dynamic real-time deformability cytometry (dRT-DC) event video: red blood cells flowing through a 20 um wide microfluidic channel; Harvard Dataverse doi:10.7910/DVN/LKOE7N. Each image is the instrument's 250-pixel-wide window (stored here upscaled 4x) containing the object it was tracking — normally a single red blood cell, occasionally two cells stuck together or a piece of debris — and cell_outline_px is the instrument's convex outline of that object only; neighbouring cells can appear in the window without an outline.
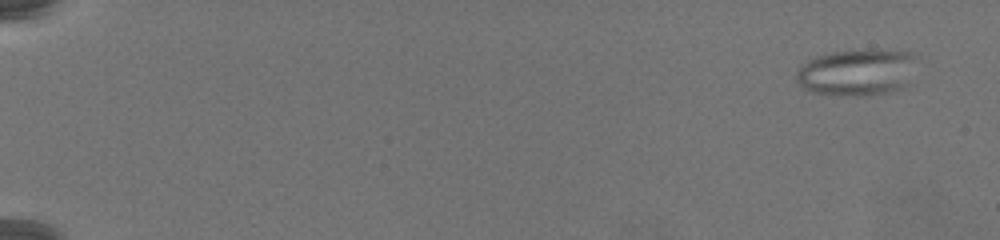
{"species": "common noctule bat (a hibernating species)", "species_latin": "Nyctalus noctula", "temperature_condition": "warm", "stored_images_in_passage": 80, "camera_frame_rate_fps": 3000, "um_per_image_px": 0.085, "animal": {"sex": "female", "body_mass_g": 19.5, "forearm_length_mm": 54.1}, "frame": {"image": 1, "passage_image": 5, "time_ms": 1.333, "image_size_px": [1000, 240], "cell_outline_px": [[916, 56], [904, 88], [864, 96], [856, 96], [812, 92], [804, 88], [796, 80], [796, 72], [808, 60], [816, 56], [832, 52], [912, 52]], "centroid_in_image_um": [72.78, 6.18], "position_along_channel_um": 12.2, "area_um2": 31.39}}
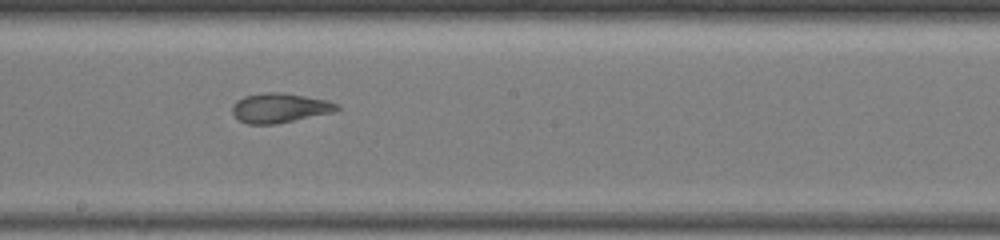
{"frame": {"image": 2, "passage_image": 49, "time_ms": 16.0, "image_size_px": [1000, 240], "cell_outline_px": [[340, 112], [276, 124], [248, 124], [240, 120], [232, 112], [232, 104], [236, 100], [244, 96], [264, 92], [284, 92], [328, 100], [340, 104]], "centroid_in_image_um": [23.86, 9.17], "position_along_channel_um": 224.3, "area_um2": 18.55}}
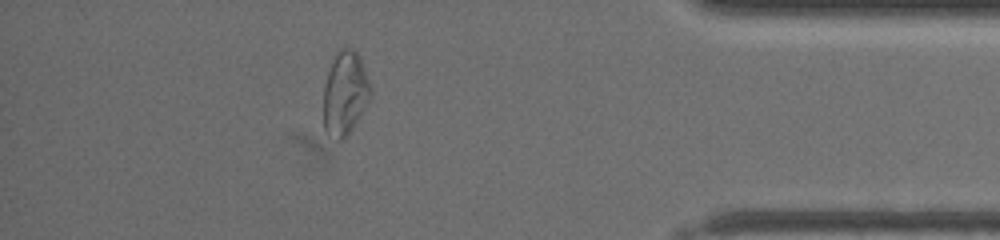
{"frame": {"image": 3, "passage_image": 72, "time_ms": 23.667, "image_size_px": [1000, 240], "cell_outline_px": [[372, 96], [356, 124], [344, 140], [336, 140], [328, 136], [324, 132], [324, 88], [328, 72], [336, 52], [340, 48], [352, 48], [360, 56], [372, 88]], "centroid_in_image_um": [29.35, 7.97], "position_along_channel_um": 405.9, "area_um2": 23.35}}